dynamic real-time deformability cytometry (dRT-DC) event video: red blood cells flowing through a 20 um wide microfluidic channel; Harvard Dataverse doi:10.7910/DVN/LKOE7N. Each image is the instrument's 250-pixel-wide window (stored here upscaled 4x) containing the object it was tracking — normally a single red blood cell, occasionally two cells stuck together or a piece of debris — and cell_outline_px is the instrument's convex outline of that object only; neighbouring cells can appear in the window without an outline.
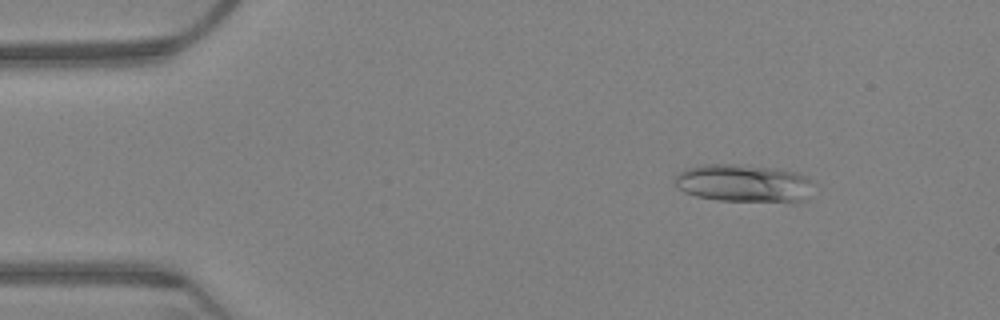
{"species": "Egyptian fruit bat (a non-hibernating species)", "species_latin": "Rousettus aegyptiacus", "temperature_condition": "warm", "stored_images_in_passage": 64, "camera_frame_rate_fps": 3000, "um_per_image_px": 0.085, "animal": {"sex": "female"}, "frame": {"image": 1, "passage_image": 8, "time_ms": 2.333, "image_size_px": [1000, 320], "cell_outline_px": [[816, 184], [808, 196], [804, 200], [796, 204], [716, 200], [696, 196], [684, 192], [676, 184], [676, 176], [680, 172], [688, 168], [704, 164], [748, 164], [776, 168], [796, 172], [808, 176]], "centroid_in_image_um": [63.35, 15.6], "position_along_channel_um": 21.6, "area_um2": 31.62}}
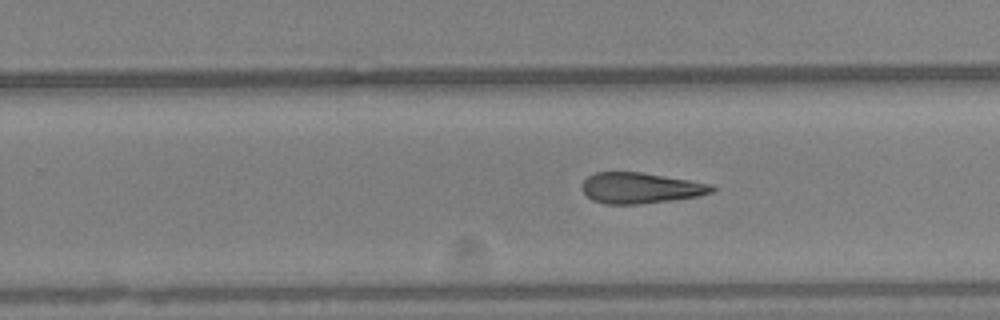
{"frame": {"image": 2, "passage_image": 40, "time_ms": 13.0, "image_size_px": [1000, 320], "cell_outline_px": [[716, 188], [712, 192], [700, 196], [640, 204], [604, 204], [592, 200], [584, 192], [584, 180], [588, 176], [596, 172], [640, 172], [712, 184]], "centroid_in_image_um": [54.46, 15.98], "position_along_channel_um": 275.3, "area_um2": 23.06}}
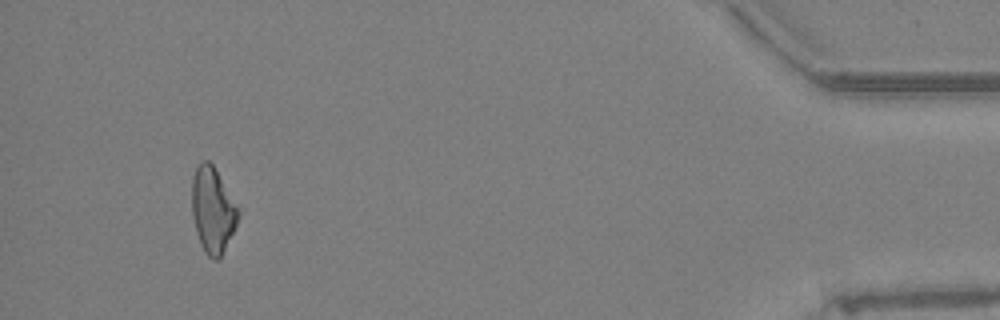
{"frame": {"image": 3, "passage_image": 60, "time_ms": 19.667, "image_size_px": [1000, 320], "cell_outline_px": [[240, 216], [220, 256], [216, 260], [208, 256], [204, 252], [200, 244], [196, 232], [192, 216], [192, 180], [196, 168], [200, 160], [208, 160], [212, 164], [240, 212]], "centroid_in_image_um": [18.04, 17.84], "position_along_channel_um": 417.2, "area_um2": 22.6}, "authors_computed_cell_mechanics": {"area_um2": 24.1026, "velocity_mm_per_s": 3.1706, "shape_relaxation_time_tau1_ms": null, "shape_relaxation_time_tau2_ms": 9.6256, "deformation_change_tau1": null, "deformation_change_tau2": 0.2404}}